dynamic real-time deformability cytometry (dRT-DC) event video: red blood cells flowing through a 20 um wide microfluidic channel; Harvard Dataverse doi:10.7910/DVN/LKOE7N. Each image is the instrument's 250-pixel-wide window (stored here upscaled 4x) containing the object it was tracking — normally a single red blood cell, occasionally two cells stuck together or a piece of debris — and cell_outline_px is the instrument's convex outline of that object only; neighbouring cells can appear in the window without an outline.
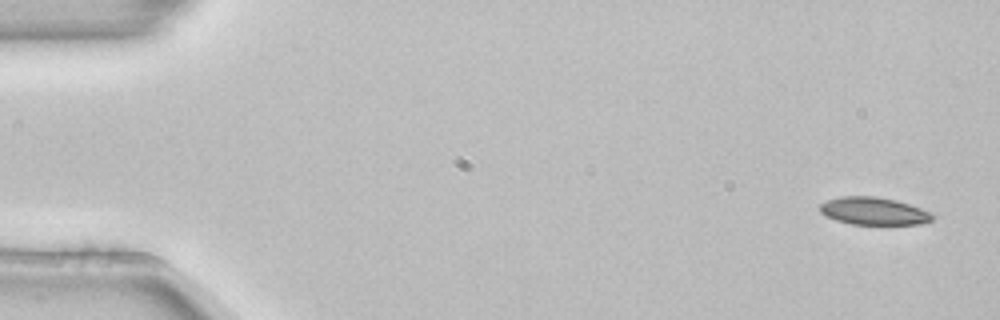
{"species": "common noctule bat (a hibernating species)", "species_latin": "Nyctalus noctula", "temperature_condition": "room temperature", "stored_images_in_passage": 5, "camera_frame_rate_fps": 3000, "um_per_image_px": 0.085, "animal": {"sex": "female", "body_mass_g": 22.7, "forearm_length_mm": 54.2}, "frame": {"image": 1, "passage_image": 1, "time_ms": 0.0, "image_size_px": [1000, 320], "cell_outline_px": [[936, 216], [932, 220], [920, 224], [852, 224], [836, 220], [820, 212], [820, 204], [828, 200], [840, 196], [876, 196], [896, 200], [932, 212]], "centroid_in_image_um": [74.3, 17.94], "position_along_channel_um": 10.7, "area_um2": 18.03}}
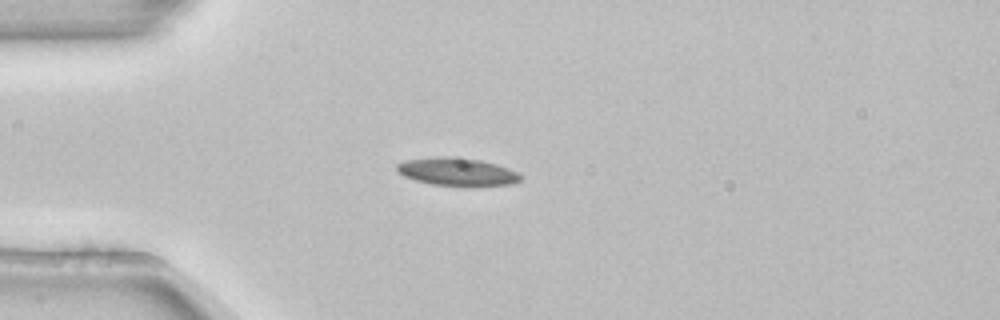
{"frame": {"image": 2, "passage_image": 4, "time_ms": 1.0, "image_size_px": [1000, 320], "cell_outline_px": [[520, 180], [512, 184], [472, 188], [432, 184], [416, 180], [404, 176], [396, 168], [396, 164], [408, 160], [436, 156], [448, 156], [480, 160], [496, 164], [520, 172]], "centroid_in_image_um": [38.91, 14.63], "position_along_channel_um": 46.1, "area_um2": 20.52}}
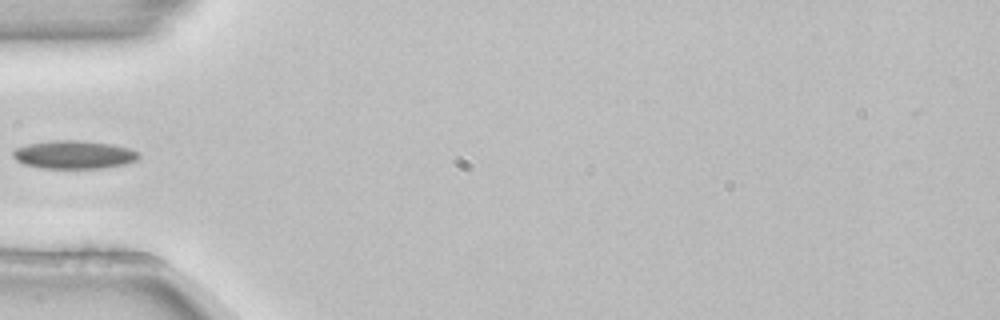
{"frame": {"image": 3, "passage_image": 5, "time_ms": 1.333, "image_size_px": [1000, 320], "cell_outline_px": [[140, 156], [136, 160], [124, 164], [104, 168], [40, 168], [24, 164], [16, 160], [12, 156], [12, 152], [16, 148], [28, 144], [56, 140], [80, 140], [112, 144], [128, 148], [136, 152]], "centroid_in_image_um": [6.26, 13.15], "position_along_channel_um": 78.7, "area_um2": 20.58}}